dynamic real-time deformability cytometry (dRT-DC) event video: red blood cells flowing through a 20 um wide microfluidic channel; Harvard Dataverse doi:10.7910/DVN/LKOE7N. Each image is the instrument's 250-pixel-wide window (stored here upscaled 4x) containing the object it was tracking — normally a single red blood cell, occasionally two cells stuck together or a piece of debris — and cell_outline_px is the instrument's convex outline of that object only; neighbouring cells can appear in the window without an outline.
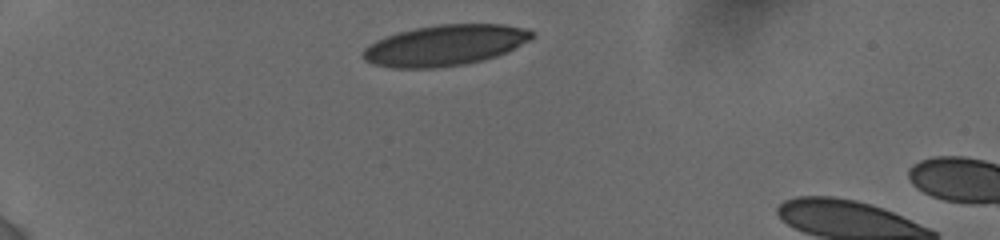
{"species": "human", "species_latin": "Homo sapiens", "temperature_condition": "cold", "stored_images_in_passage": 8, "camera_frame_rate_fps": 3000, "um_per_image_px": 0.085, "donor": {"sex": "female"}, "frame": {"image": 1, "passage_image": 1, "time_ms": 0.0, "image_size_px": [1000, 240], "cell_outline_px": [[532, 36], [528, 40], [496, 56], [484, 60], [464, 64], [436, 68], [392, 68], [372, 64], [364, 60], [360, 56], [364, 48], [376, 40], [400, 32], [416, 28], [440, 24], [504, 24], [528, 28], [532, 32]], "centroid_in_image_um": [37.77, 3.86], "position_along_channel_um": 47.2, "area_um2": 39.94}}
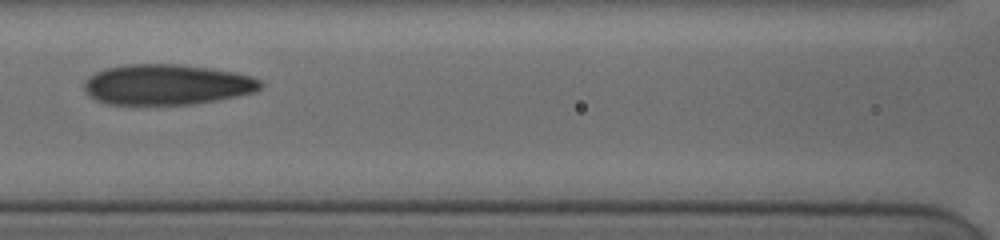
{"frame": {"image": 2, "passage_image": 6, "time_ms": 4.0, "image_size_px": [1000, 240], "cell_outline_px": [[264, 84], [256, 92], [216, 100], [192, 104], [108, 104], [96, 100], [84, 88], [84, 80], [88, 76], [96, 72], [108, 68], [128, 64], [176, 64], [208, 68], [236, 72], [252, 76], [260, 80]], "centroid_in_image_um": [14.21, 7.18], "position_along_channel_um": 152.4, "area_um2": 41.44}}
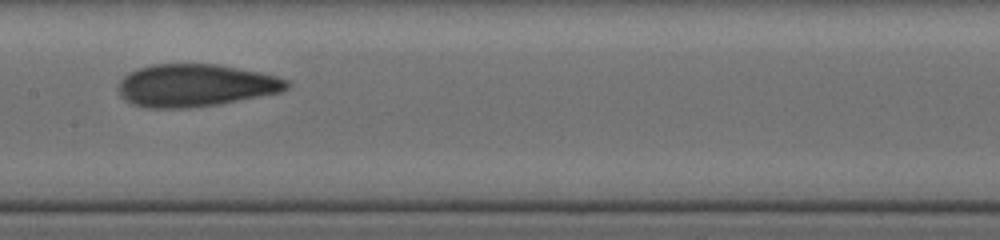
{"frame": {"image": 3, "passage_image": 7, "time_ms": 5.0, "image_size_px": [1000, 240], "cell_outline_px": [[292, 84], [288, 88], [280, 92], [220, 104], [188, 108], [148, 108], [132, 104], [120, 96], [120, 80], [128, 72], [136, 68], [152, 64], [216, 64], [260, 72], [276, 76], [288, 80]], "centroid_in_image_um": [16.61, 7.26], "position_along_channel_um": 190.8, "area_um2": 41.85}}